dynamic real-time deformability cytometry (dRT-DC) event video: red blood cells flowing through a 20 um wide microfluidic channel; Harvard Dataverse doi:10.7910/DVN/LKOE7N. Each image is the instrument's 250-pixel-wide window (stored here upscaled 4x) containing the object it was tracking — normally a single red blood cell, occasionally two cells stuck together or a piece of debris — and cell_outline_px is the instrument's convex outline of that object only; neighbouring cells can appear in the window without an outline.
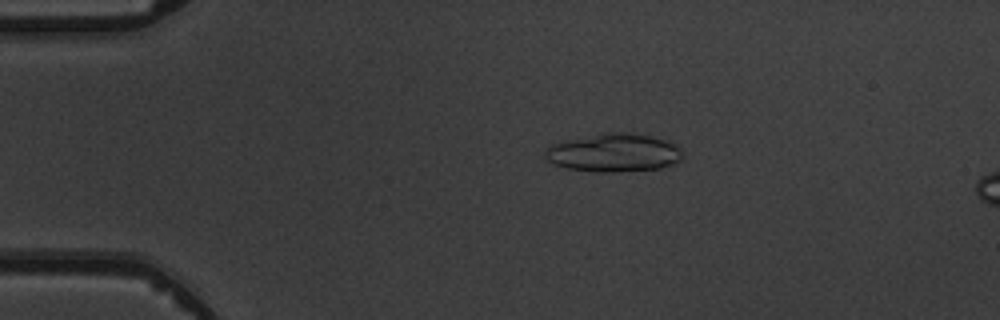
{"species": "common noctule bat (a hibernating species)", "species_latin": "Nyctalus noctula", "temperature_condition": "warm", "stored_images_in_passage": 5, "camera_frame_rate_fps": 3000, "um_per_image_px": 0.085, "animal": {"sex": "male", "body_mass_g": 19.5, "forearm_length_mm": 54.6}, "frame": {"image": 1, "passage_image": 3, "time_ms": 3.333, "image_size_px": [1000, 320], "cell_outline_px": [[684, 156], [680, 160], [672, 164], [660, 168], [612, 172], [596, 172], [568, 168], [552, 164], [544, 156], [544, 148], [552, 144], [604, 132], [632, 132], [680, 144], [684, 152]], "centroid_in_image_um": [52.21, 12.98], "position_along_channel_um": 32.8, "area_um2": 30.87}}